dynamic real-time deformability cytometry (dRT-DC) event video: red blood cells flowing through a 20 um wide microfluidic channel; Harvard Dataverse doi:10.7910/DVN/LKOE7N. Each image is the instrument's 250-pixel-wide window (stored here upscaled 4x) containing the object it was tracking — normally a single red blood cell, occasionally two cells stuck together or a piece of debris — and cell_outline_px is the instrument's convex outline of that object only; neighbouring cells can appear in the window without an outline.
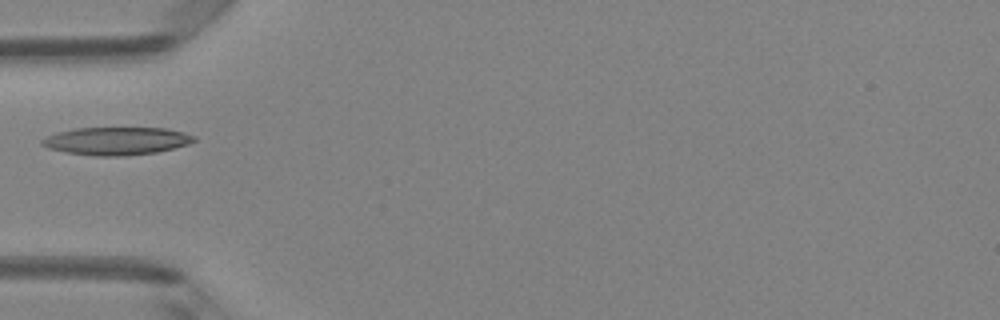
{"species": "Egyptian fruit bat (a non-hibernating species)", "species_latin": "Rousettus aegyptiacus", "temperature_condition": "room temperature", "stored_images_in_passage": 3, "camera_frame_rate_fps": 3000, "um_per_image_px": 0.085, "animal": {"sex": "female"}, "frame": {"image": 1, "passage_image": 2, "time_ms": 0.333, "image_size_px": [1000, 320], "cell_outline_px": [[196, 140], [188, 144], [156, 152], [124, 156], [92, 156], [64, 152], [48, 148], [40, 144], [40, 140], [56, 132], [76, 128], [168, 128], [184, 132], [196, 136]], "centroid_in_image_um": [9.88, 11.98], "position_along_channel_um": 75.1, "area_um2": 24.8}}
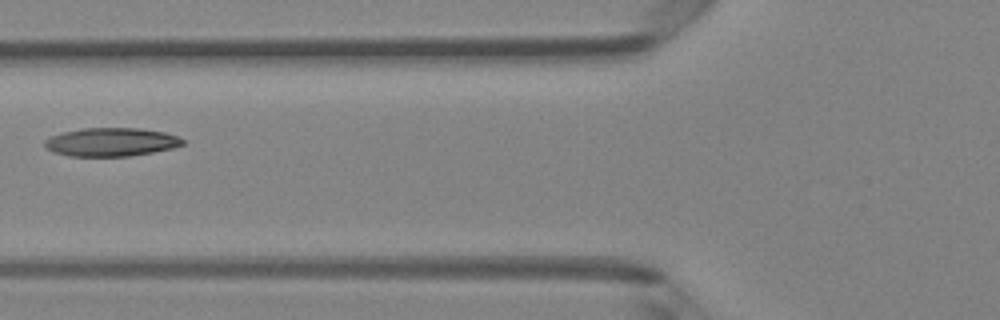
{"frame": {"image": 2, "passage_image": 3, "time_ms": 0.667, "image_size_px": [1000, 320], "cell_outline_px": [[184, 144], [172, 148], [152, 152], [128, 156], [68, 156], [56, 152], [48, 148], [44, 144], [44, 140], [52, 136], [64, 132], [84, 128], [140, 128], [164, 132], [176, 136], [184, 140]], "centroid_in_image_um": [9.46, 12.07], "position_along_channel_um": 116.3, "area_um2": 22.6}}